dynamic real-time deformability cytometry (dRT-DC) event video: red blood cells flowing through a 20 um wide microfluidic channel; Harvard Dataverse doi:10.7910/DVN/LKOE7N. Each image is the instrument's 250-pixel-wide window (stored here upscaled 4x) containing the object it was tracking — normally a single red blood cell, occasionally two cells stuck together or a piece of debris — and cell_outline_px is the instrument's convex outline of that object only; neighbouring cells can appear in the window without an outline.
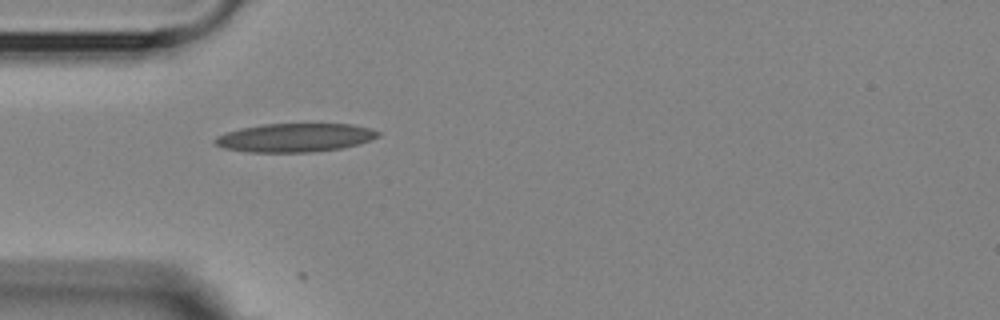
{"species": "Egyptian fruit bat (a non-hibernating species)", "species_latin": "Rousettus aegyptiacus", "temperature_condition": "room temperature", "stored_images_in_passage": 2, "camera_frame_rate_fps": 3000, "um_per_image_px": 0.085, "animal": {"sex": "female"}, "frame": {"image": 1, "passage_image": 1, "time_ms": 0.0, "image_size_px": [1000, 320], "cell_outline_px": [[380, 136], [372, 140], [360, 144], [340, 148], [312, 152], [248, 152], [224, 148], [212, 144], [212, 140], [216, 136], [224, 132], [240, 128], [260, 124], [352, 124], [372, 128], [380, 132]], "centroid_in_image_um": [25.05, 11.69], "position_along_channel_um": 60.0, "area_um2": 27.57}}